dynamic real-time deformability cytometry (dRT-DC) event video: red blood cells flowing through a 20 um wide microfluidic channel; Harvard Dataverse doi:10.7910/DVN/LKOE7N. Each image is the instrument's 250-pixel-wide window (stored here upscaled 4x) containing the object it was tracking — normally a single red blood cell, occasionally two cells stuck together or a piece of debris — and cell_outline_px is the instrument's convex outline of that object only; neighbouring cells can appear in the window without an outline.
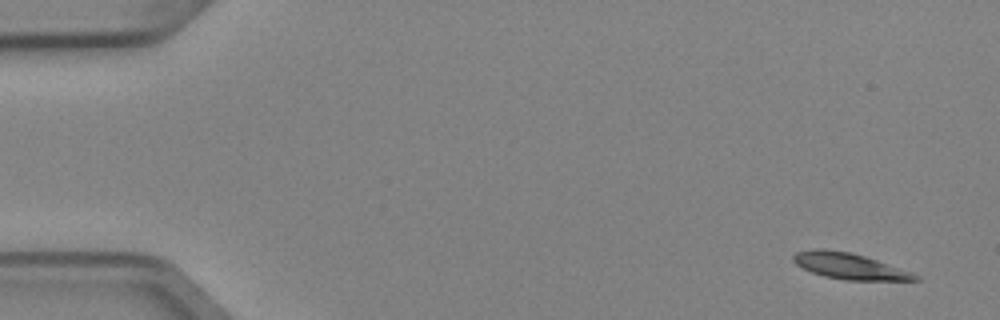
{"species": "Egyptian fruit bat (a non-hibernating species)", "species_latin": "Rousettus aegyptiacus", "temperature_condition": "cold", "stored_images_in_passage": 7, "camera_frame_rate_fps": 3000, "um_per_image_px": 0.085, "animal": {"sex": "female"}, "frame": {"image": 1, "passage_image": 1, "time_ms": 0.0, "image_size_px": [1000, 320], "cell_outline_px": [[920, 280], [844, 280], [824, 276], [812, 272], [796, 264], [792, 260], [792, 256], [796, 252], [816, 248], [824, 248], [852, 252], [912, 272], [920, 276]], "centroid_in_image_um": [72.18, 22.61], "position_along_channel_um": 12.8, "area_um2": 18.44}}
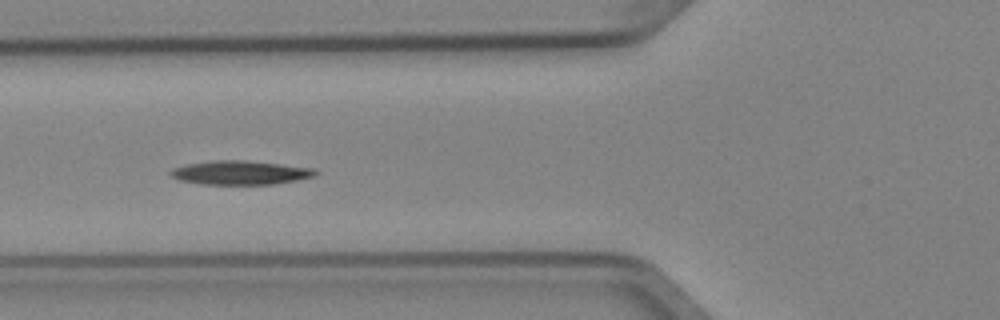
{"frame": {"image": 2, "passage_image": 6, "time_ms": 1.667, "image_size_px": [1000, 320], "cell_outline_px": [[320, 172], [312, 176], [296, 180], [276, 184], [204, 184], [180, 180], [172, 176], [168, 172], [172, 168], [184, 164], [212, 160], [244, 160], [280, 164], [312, 168]], "centroid_in_image_um": [20.38, 14.67], "position_along_channel_um": 105.4, "area_um2": 20.11}}
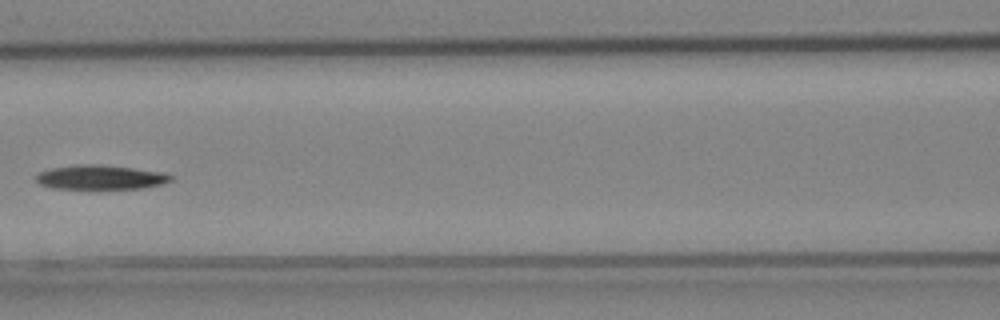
{"frame": {"image": 3, "passage_image": 7, "time_ms": 2.0, "image_size_px": [1000, 320], "cell_outline_px": [[172, 180], [160, 184], [144, 188], [92, 192], [88, 192], [52, 188], [40, 184], [36, 180], [36, 176], [40, 172], [52, 168], [84, 164], [96, 164], [132, 168], [164, 172], [172, 176]], "centroid_in_image_um": [8.52, 15.14], "position_along_channel_um": 158.1, "area_um2": 20.11}}